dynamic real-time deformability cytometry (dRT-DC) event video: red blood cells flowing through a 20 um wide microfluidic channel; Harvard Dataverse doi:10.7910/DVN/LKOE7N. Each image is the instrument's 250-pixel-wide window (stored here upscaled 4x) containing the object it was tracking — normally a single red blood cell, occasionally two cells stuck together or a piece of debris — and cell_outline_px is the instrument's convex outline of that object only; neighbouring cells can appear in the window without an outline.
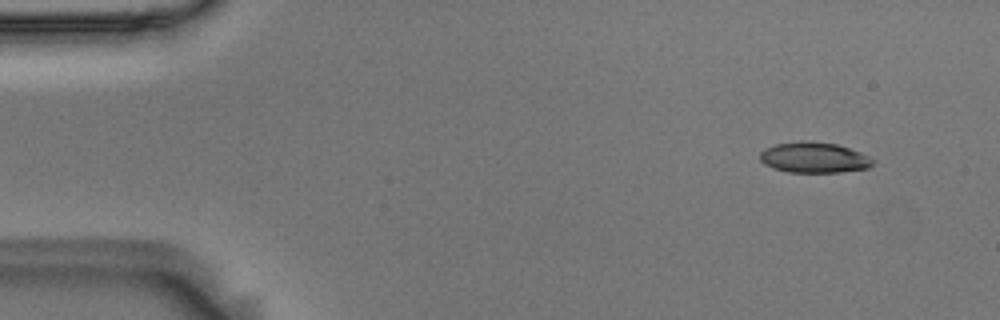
{"species": "Egyptian fruit bat (a non-hibernating species)", "species_latin": "Rousettus aegyptiacus", "temperature_condition": "room temperature", "stored_images_in_passage": 53, "camera_frame_rate_fps": 3000, "um_per_image_px": 0.085, "animal": {"sex": "male"}, "frame": {"image": 1, "passage_image": 3, "time_ms": 0.667, "image_size_px": [1000, 320], "cell_outline_px": [[876, 160], [868, 168], [840, 172], [788, 172], [772, 168], [764, 164], [760, 160], [760, 152], [764, 148], [776, 144], [800, 140], [812, 140], [836, 144], [860, 152]], "centroid_in_image_um": [69.17, 13.38], "position_along_channel_um": 15.8, "area_um2": 20.35}}
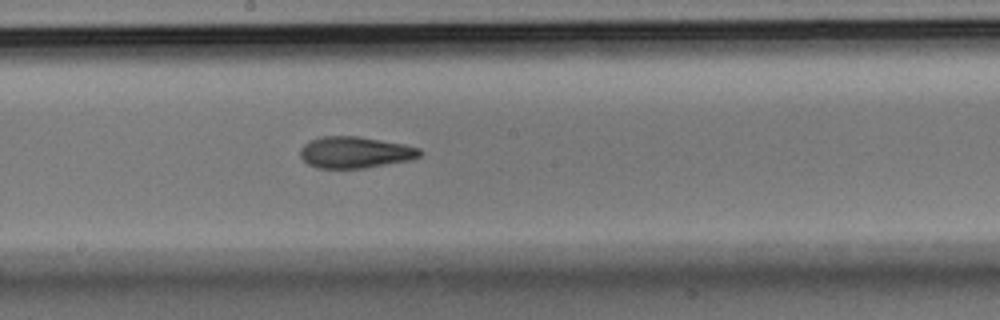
{"frame": {"image": 2, "passage_image": 28, "time_ms": 9.0, "image_size_px": [1000, 320], "cell_outline_px": [[424, 152], [420, 156], [412, 160], [364, 168], [316, 168], [308, 164], [300, 156], [300, 148], [308, 140], [320, 136], [356, 136], [404, 144], [420, 148]], "centroid_in_image_um": [30.18, 12.95], "position_along_channel_um": 218.0, "area_um2": 22.14}}
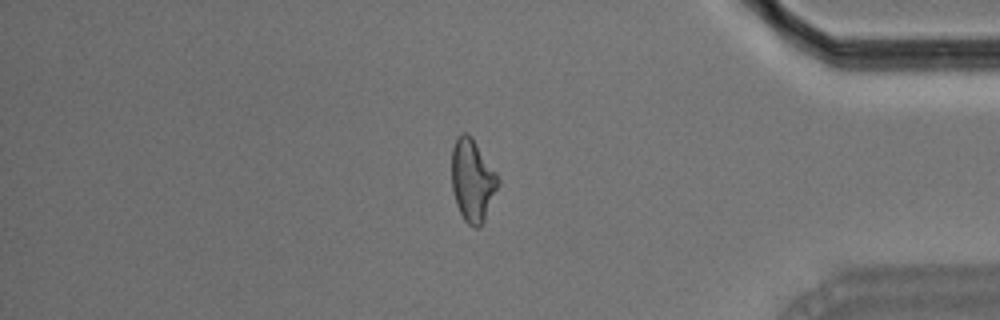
{"frame": {"image": 3, "passage_image": 45, "time_ms": 14.667, "image_size_px": [1000, 320], "cell_outline_px": [[500, 180], [484, 220], [480, 228], [472, 228], [464, 220], [456, 204], [452, 188], [452, 148], [456, 136], [460, 132], [468, 132], [472, 136], [496, 172]], "centroid_in_image_um": [40.14, 15.3], "position_along_channel_um": 395.1, "area_um2": 22.37}, "authors_computed_cell_mechanics": {"area_um2": 21.9062, "velocity_mm_per_s": 3.6256, "shape_relaxation_time_tau1_ms": null, "shape_relaxation_time_tau2_ms": 3.2388, "deformation_change_tau1": null, "deformation_change_tau2": 0.1096}}